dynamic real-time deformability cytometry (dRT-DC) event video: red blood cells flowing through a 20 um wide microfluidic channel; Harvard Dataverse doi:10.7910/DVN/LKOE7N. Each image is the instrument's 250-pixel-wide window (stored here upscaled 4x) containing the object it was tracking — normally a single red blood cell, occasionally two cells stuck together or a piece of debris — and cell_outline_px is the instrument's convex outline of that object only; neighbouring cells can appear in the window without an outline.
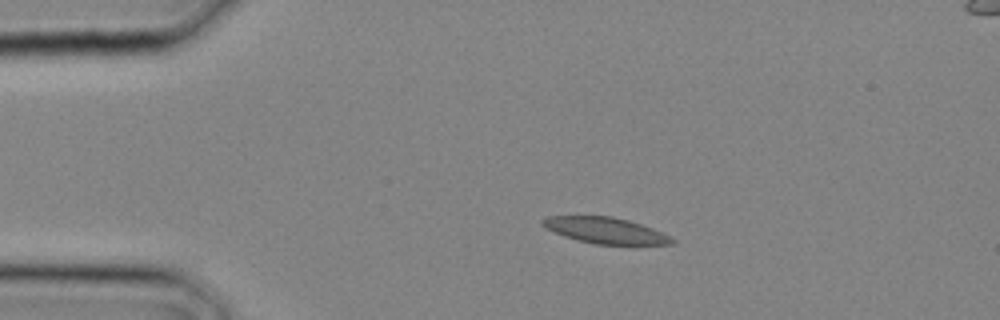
{"species": "common noctule bat (a hibernating species)", "species_latin": "Nyctalus noctula", "temperature_condition": "cold", "stored_images_in_passage": 2, "camera_frame_rate_fps": 3000, "um_per_image_px": 0.085, "animal": {"sex": "male", "body_mass_g": 20.4}, "frame": {"image": 1, "passage_image": 1, "time_ms": 0.0, "image_size_px": [1000, 320], "cell_outline_px": [[676, 244], [632, 248], [592, 244], [564, 236], [540, 224], [540, 220], [548, 216], [612, 216], [628, 220], [652, 228], [676, 240]], "centroid_in_image_um": [51.59, 19.66], "position_along_channel_um": 33.4, "area_um2": 20.63}}